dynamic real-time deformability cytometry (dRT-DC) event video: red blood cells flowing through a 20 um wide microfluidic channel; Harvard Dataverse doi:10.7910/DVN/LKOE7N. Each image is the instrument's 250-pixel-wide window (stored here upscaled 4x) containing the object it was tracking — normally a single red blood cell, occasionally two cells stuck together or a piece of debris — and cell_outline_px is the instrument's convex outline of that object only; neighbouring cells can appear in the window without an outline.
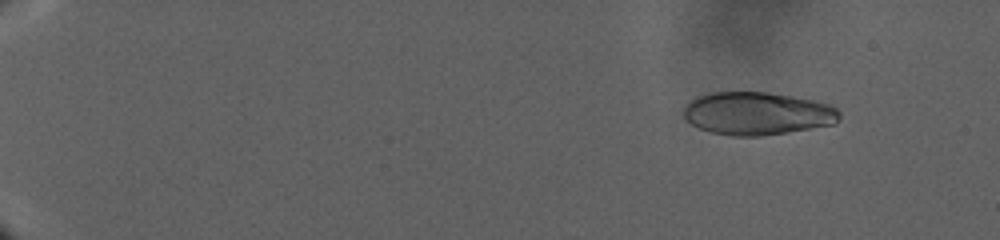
{"species": "human", "species_latin": "Homo sapiens", "temperature_condition": "warm", "stored_images_in_passage": 168, "camera_frame_rate_fps": 3000, "um_per_image_px": 0.085, "donor": {"sex": "male"}, "frame": {"image": 1, "passage_image": 19, "time_ms": 5.333, "image_size_px": [1000, 240], "cell_outline_px": [[840, 120], [836, 124], [788, 132], [760, 136], [732, 136], [712, 132], [700, 128], [684, 120], [684, 104], [688, 100], [696, 96], [712, 92], [768, 92], [792, 96], [832, 104], [840, 112]], "centroid_in_image_um": [64.37, 9.64], "position_along_channel_um": 20.6, "area_um2": 39.36}}
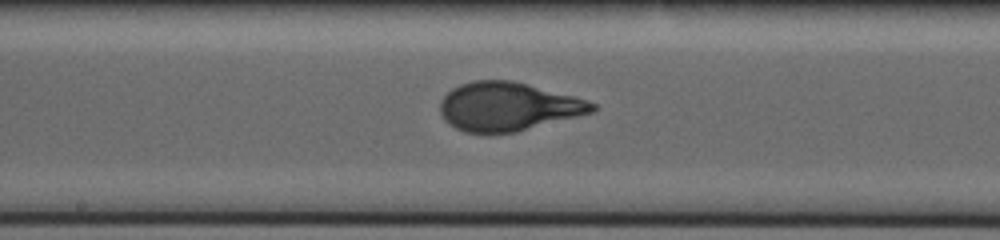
{"frame": {"image": 2, "passage_image": 102, "time_ms": 26.0, "image_size_px": [1000, 240], "cell_outline_px": [[596, 108], [592, 112], [516, 132], [464, 132], [448, 124], [444, 120], [440, 112], [440, 100], [452, 88], [460, 84], [472, 80], [512, 80], [576, 96], [588, 100], [596, 104]], "centroid_in_image_um": [43.16, 9.04], "position_along_channel_um": 205.0, "area_um2": 43.0}}
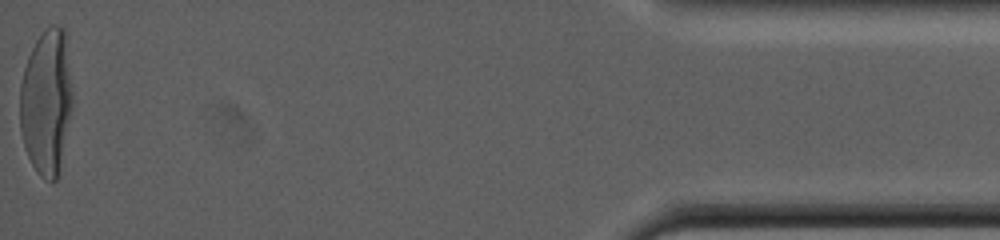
{"frame": {"image": 3, "passage_image": 167, "time_ms": 43.0, "image_size_px": [1000, 240], "cell_outline_px": [[72, 104], [56, 180], [44, 180], [36, 172], [28, 156], [24, 144], [20, 128], [20, 84], [24, 68], [28, 56], [36, 40], [52, 24], [56, 24], [64, 28], [72, 92]], "centroid_in_image_um": [3.92, 8.64], "position_along_channel_um": 431.3, "area_um2": 43.81}}